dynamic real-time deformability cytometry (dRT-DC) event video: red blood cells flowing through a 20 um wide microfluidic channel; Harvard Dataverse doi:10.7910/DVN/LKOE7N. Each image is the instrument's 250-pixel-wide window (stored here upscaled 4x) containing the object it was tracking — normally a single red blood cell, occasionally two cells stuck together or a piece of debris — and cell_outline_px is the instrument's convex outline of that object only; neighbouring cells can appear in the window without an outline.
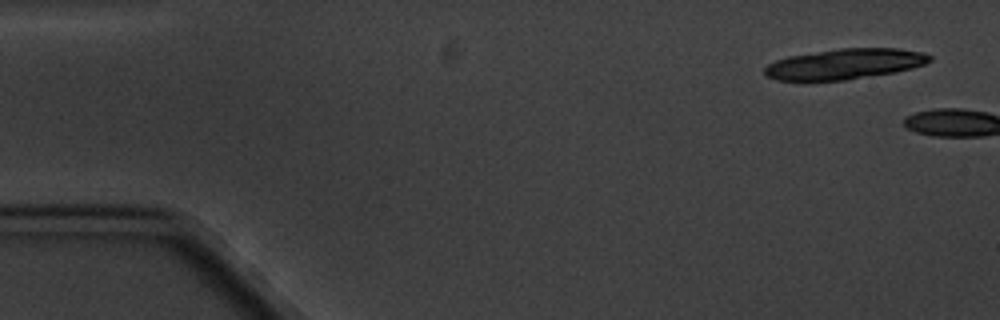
{"species": "common noctule bat (a hibernating species)", "species_latin": "Nyctalus noctula", "temperature_condition": "cold", "stored_images_in_passage": 6, "camera_frame_rate_fps": 3000, "um_per_image_px": 0.085, "animal": {"sex": "male", "body_mass_g": 20.1, "forearm_length_mm": 53.5}, "frame": {"image": 1, "passage_image": 1, "time_ms": 0.0, "image_size_px": [1000, 320], "cell_outline_px": [[932, 60], [924, 64], [912, 68], [896, 72], [848, 80], [804, 84], [776, 80], [768, 76], [764, 72], [764, 68], [768, 64], [776, 60], [788, 56], [840, 48], [896, 48], [924, 52], [932, 56]], "centroid_in_image_um": [71.73, 5.48], "position_along_channel_um": 13.3, "area_um2": 30.35}}
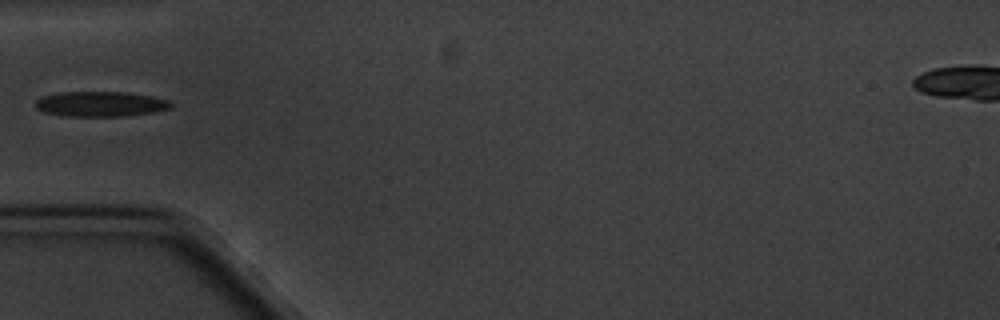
{"frame": {"image": 2, "passage_image": 6, "time_ms": 6.667, "image_size_px": [1000, 320], "cell_outline_px": [[172, 108], [156, 112], [128, 116], [64, 116], [44, 112], [36, 108], [36, 100], [40, 96], [60, 92], [124, 92], [152, 96], [168, 100], [172, 104]], "centroid_in_image_um": [8.55, 8.84], "position_along_channel_um": 76.4, "area_um2": 20.0}}